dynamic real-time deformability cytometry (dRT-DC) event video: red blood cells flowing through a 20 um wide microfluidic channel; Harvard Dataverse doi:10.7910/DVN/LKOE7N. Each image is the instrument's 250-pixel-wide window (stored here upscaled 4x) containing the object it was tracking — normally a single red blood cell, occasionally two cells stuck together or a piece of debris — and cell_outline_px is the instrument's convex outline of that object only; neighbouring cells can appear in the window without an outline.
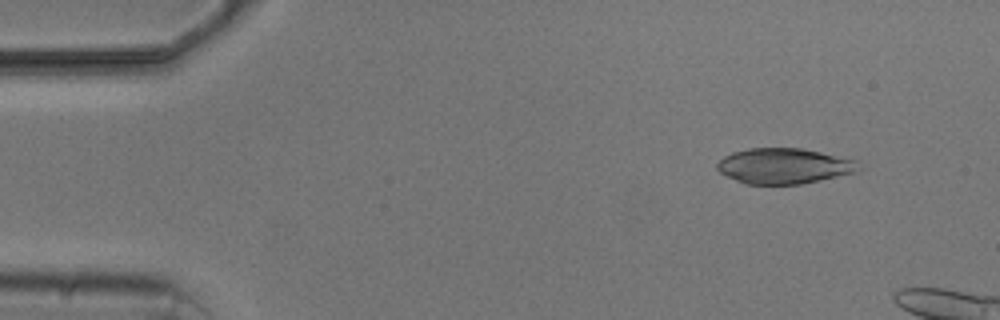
{"species": "common noctule bat (a hibernating species)", "species_latin": "Nyctalus noctula", "temperature_condition": "cold", "stored_images_in_passage": 4, "camera_frame_rate_fps": 3000, "um_per_image_px": 0.085, "animal": {"sex": "male", "body_mass_g": 20.5, "forearm_length_mm": 52.5}, "frame": {"image": 1, "passage_image": 2, "time_ms": 1.333, "image_size_px": [1000, 320], "cell_outline_px": [[864, 168], [856, 172], [820, 180], [800, 184], [744, 184], [720, 172], [716, 168], [716, 164], [724, 156], [732, 152], [748, 148], [800, 148], [820, 152], [856, 160]], "centroid_in_image_um": [66.65, 14.11], "position_along_channel_um": 18.3, "area_um2": 29.3}}